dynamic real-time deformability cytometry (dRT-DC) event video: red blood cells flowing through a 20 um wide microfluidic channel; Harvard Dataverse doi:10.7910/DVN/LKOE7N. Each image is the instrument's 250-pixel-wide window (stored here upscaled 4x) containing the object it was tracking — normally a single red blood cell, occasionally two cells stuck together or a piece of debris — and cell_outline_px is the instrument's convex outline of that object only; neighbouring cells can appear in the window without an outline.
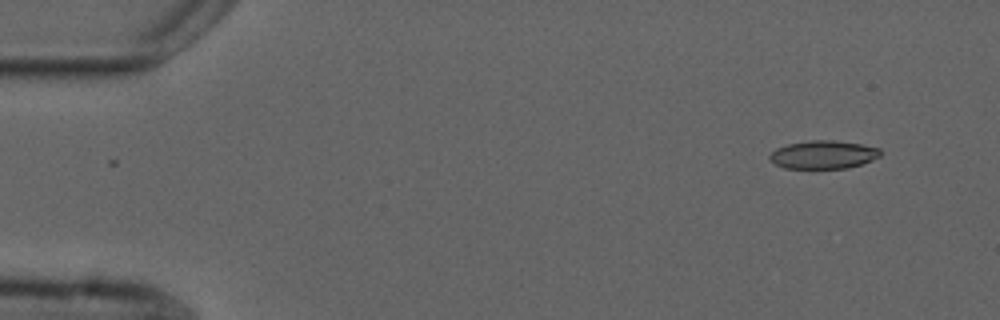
{"species": "common noctule bat (a hibernating species)", "species_latin": "Nyctalus noctula", "temperature_condition": "cold", "stored_images_in_passage": 4, "camera_frame_rate_fps": 3000, "um_per_image_px": 0.085, "animal": {"sex": "male", "forearm_length_mm": 52.5}, "frame": {"image": 1, "passage_image": 1, "time_ms": 0.0, "image_size_px": [1000, 320], "cell_outline_px": [[880, 156], [872, 160], [848, 168], [784, 168], [776, 164], [768, 156], [776, 148], [788, 144], [808, 140], [832, 140], [860, 144], [880, 148]], "centroid_in_image_um": [69.98, 13.14], "position_along_channel_um": 15.0, "area_um2": 18.03}}
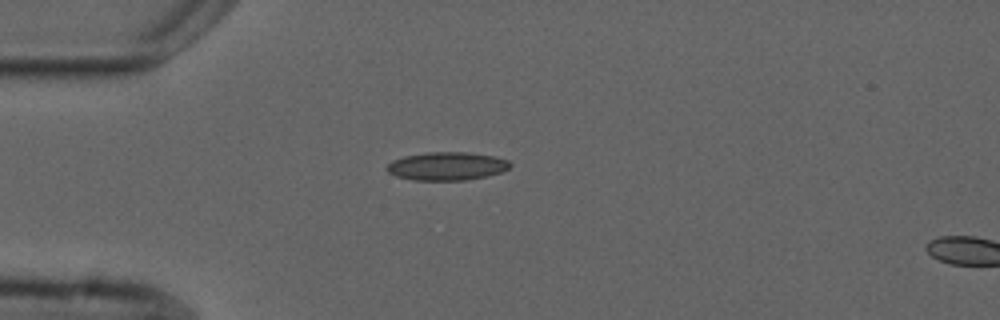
{"frame": {"image": 2, "passage_image": 3, "time_ms": 3.333, "image_size_px": [1000, 320], "cell_outline_px": [[512, 164], [508, 168], [500, 172], [488, 176], [464, 180], [412, 180], [396, 176], [388, 172], [384, 168], [392, 160], [404, 156], [428, 152], [468, 152], [496, 156], [508, 160]], "centroid_in_image_um": [37.97, 14.12], "position_along_channel_um": 47.0, "area_um2": 20.4}}